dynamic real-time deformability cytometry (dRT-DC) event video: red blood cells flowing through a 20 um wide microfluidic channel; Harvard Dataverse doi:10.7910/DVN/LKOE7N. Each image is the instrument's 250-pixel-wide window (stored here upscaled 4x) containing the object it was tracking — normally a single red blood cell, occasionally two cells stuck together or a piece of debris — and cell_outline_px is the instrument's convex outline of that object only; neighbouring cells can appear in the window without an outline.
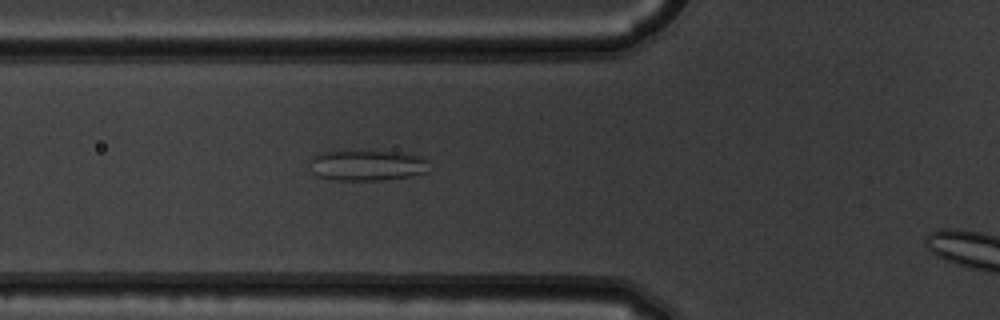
{"species": "common noctule bat (a hibernating species)", "species_latin": "Nyctalus noctula", "temperature_condition": "warm", "stored_images_in_passage": 3, "camera_frame_rate_fps": 3000, "um_per_image_px": 0.085, "animal": {"sex": "male", "body_mass_g": 19.5, "forearm_length_mm": 54.6}, "frame": {"image": 1, "passage_image": 2, "time_ms": 0.333, "image_size_px": [1000, 320], "cell_outline_px": [[428, 172], [412, 176], [380, 180], [332, 180], [320, 176], [312, 172], [312, 156], [320, 152], [412, 152], [424, 156], [428, 160]], "centroid_in_image_um": [31.31, 14.05], "position_along_channel_um": 94.5, "area_um2": 21.33}}